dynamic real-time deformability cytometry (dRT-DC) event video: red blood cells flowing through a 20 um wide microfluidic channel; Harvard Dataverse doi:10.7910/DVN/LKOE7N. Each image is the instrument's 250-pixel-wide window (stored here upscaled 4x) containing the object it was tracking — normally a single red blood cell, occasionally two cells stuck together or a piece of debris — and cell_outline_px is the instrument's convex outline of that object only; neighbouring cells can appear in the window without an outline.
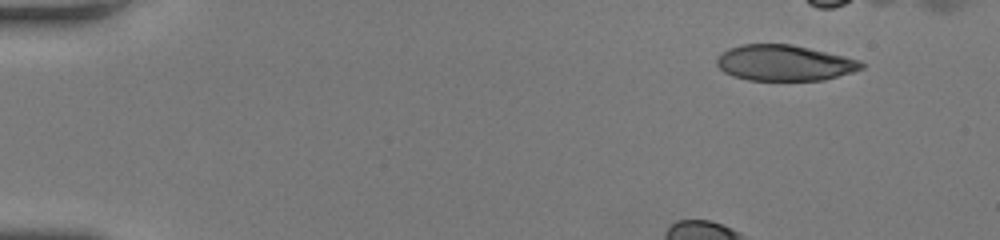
{"species": "human", "species_latin": "Homo sapiens", "temperature_condition": "room temperature", "stored_images_in_passage": 38, "camera_frame_rate_fps": 3000, "um_per_image_px": 0.085, "donor": {"sex": "female"}, "frame": {"image": 1, "passage_image": 1, "time_ms": 0.0, "image_size_px": [1000, 240], "cell_outline_px": [[864, 68], [852, 72], [824, 80], [748, 80], [732, 76], [724, 72], [716, 64], [716, 60], [728, 48], [744, 44], [792, 44], [844, 56], [860, 60], [864, 64]], "centroid_in_image_um": [66.68, 5.35], "position_along_channel_um": 18.3, "area_um2": 30.06}}
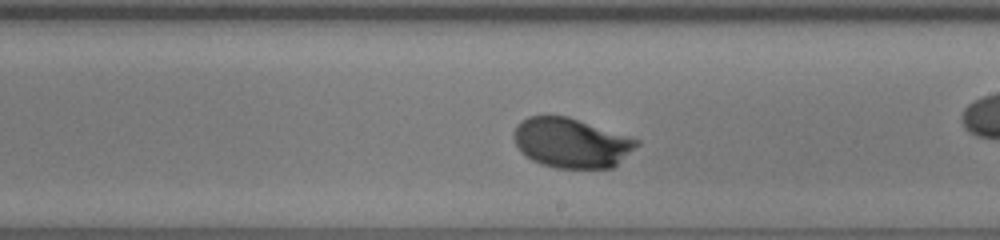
{"frame": {"image": 2, "passage_image": 25, "time_ms": 8.0, "image_size_px": [1000, 240], "cell_outline_px": [[640, 144], [612, 168], [556, 168], [540, 164], [532, 160], [516, 144], [512, 136], [512, 132], [516, 124], [520, 120], [528, 116], [568, 116], [640, 140]], "centroid_in_image_um": [48.54, 12.13], "position_along_channel_um": 240.5, "area_um2": 35.55}}
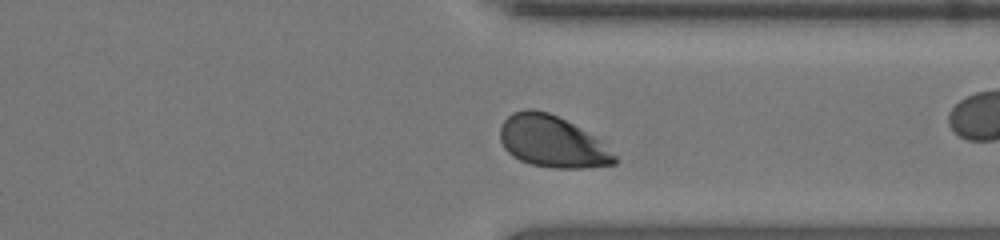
{"frame": {"image": 3, "passage_image": 34, "time_ms": 11.0, "image_size_px": [1000, 240], "cell_outline_px": [[616, 164], [584, 168], [552, 168], [532, 164], [520, 160], [512, 156], [504, 148], [500, 140], [500, 124], [512, 112], [524, 108], [532, 108], [548, 112], [604, 140], [616, 156]], "centroid_in_image_um": [46.95, 12.03], "position_along_channel_um": 364.5, "area_um2": 34.8}, "authors_computed_cell_mechanics": {"area_um2": 35.2002, "velocity_mm_per_s": 4.0695, "shape_relaxation_time_tau1_ms": 2.2732, "shape_relaxation_time_tau2_ms": null, "deformation_change_tau1": 0.1401, "deformation_change_tau2": null}}